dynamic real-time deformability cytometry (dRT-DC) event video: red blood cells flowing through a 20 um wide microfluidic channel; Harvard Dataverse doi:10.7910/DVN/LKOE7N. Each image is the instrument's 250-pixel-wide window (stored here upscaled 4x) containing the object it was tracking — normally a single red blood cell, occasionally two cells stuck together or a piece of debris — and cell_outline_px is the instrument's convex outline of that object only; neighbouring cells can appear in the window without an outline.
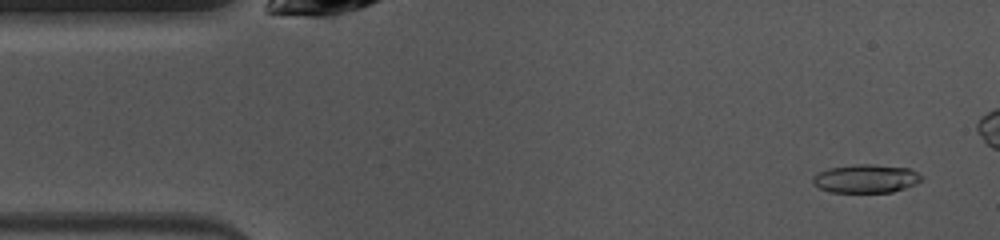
{"species": "common noctule bat (a hibernating species)", "species_latin": "Nyctalus noctula", "temperature_condition": "warm", "stored_images_in_passage": 13, "camera_frame_rate_fps": 3000, "um_per_image_px": 0.085, "animal": {"sex": "female", "body_mass_g": 10.0, "forearm_length_mm": 53.1}, "frame": {"image": 1, "passage_image": 3, "time_ms": 0.667, "image_size_px": [1000, 240], "cell_outline_px": [[924, 180], [916, 184], [892, 192], [832, 192], [820, 188], [812, 184], [812, 176], [828, 168], [856, 164], [872, 164], [908, 168], [924, 176]], "centroid_in_image_um": [73.62, 15.18], "position_along_channel_um": 11.4, "area_um2": 18.09}}